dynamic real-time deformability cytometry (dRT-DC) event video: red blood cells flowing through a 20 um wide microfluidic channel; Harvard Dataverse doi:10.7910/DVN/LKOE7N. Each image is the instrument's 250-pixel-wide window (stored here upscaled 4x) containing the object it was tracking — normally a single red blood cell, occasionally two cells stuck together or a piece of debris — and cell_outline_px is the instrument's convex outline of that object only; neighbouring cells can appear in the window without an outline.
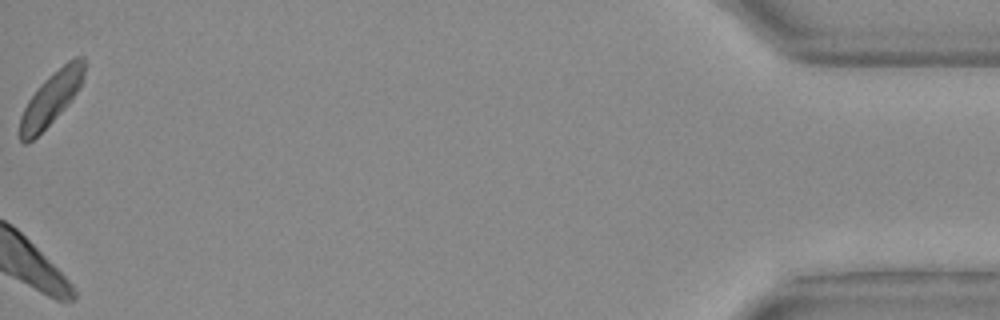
{"species": "Egyptian fruit bat (a non-hibernating species)", "species_latin": "Rousettus aegyptiacus", "temperature_condition": "warm", "stored_images_in_passage": 29, "camera_frame_rate_fps": 3000, "um_per_image_px": 0.085, "animal": {"sex": "female"}, "frame": {"image": 1, "passage_image": 29, "time_ms": 9.333, "image_size_px": [1000, 320], "cell_outline_px": [[88, 64], [84, 76], [76, 92], [68, 104], [28, 144], [24, 144], [20, 140], [20, 116], [28, 100], [40, 84], [52, 72], [68, 60], [76, 56], [84, 56]], "centroid_in_image_um": [4.38, 8.29], "position_along_channel_um": 430.8, "area_um2": 19.71}}